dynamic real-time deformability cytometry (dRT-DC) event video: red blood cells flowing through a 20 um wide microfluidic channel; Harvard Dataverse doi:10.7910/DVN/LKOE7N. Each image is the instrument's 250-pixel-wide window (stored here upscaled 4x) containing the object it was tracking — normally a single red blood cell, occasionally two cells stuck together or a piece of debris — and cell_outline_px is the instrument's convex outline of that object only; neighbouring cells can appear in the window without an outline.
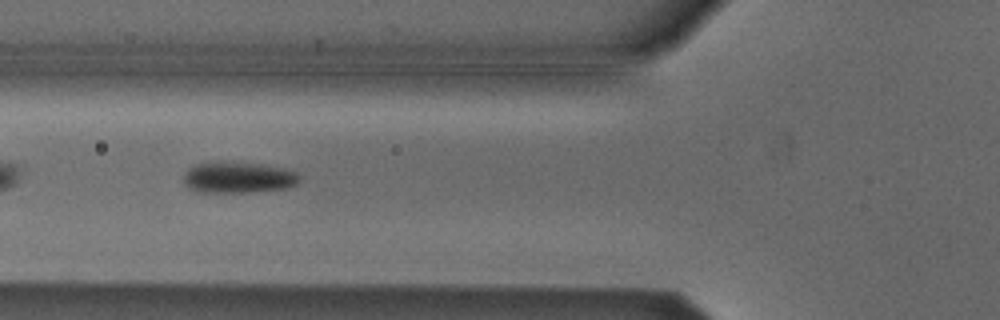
{"species": "Egyptian fruit bat (a non-hibernating species)", "species_latin": "Rousettus aegyptiacus", "temperature_condition": "cold", "stored_images_in_passage": 39, "camera_frame_rate_fps": 3000, "um_per_image_px": 0.085, "animal": {"sex": "male"}, "frame": {"image": 1, "passage_image": 5, "time_ms": 1.333, "image_size_px": [1000, 320], "cell_outline_px": [[300, 180], [296, 184], [288, 188], [252, 192], [196, 192], [184, 184], [184, 172], [188, 168], [196, 164], [260, 164], [280, 168], [296, 172], [300, 176]], "centroid_in_image_um": [20.26, 15.13], "position_along_channel_um": 105.5, "area_um2": 20.4}}
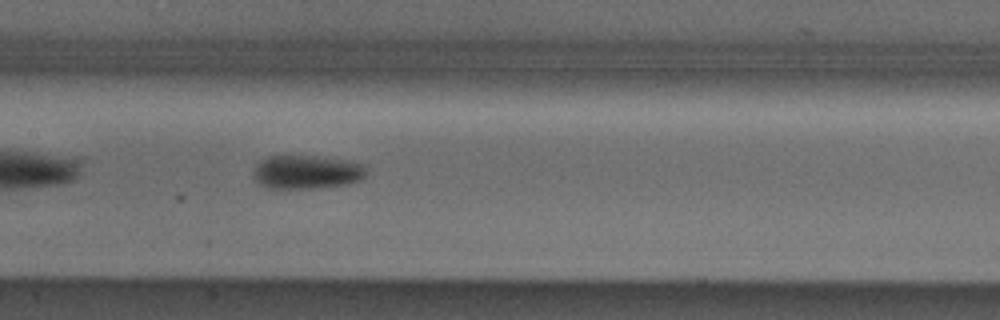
{"frame": {"image": 2, "passage_image": 11, "time_ms": 3.333, "image_size_px": [1000, 320], "cell_outline_px": [[364, 176], [360, 180], [348, 184], [316, 188], [268, 188], [252, 180], [252, 172], [256, 164], [260, 160], [268, 156], [312, 156], [344, 160], [364, 164]], "centroid_in_image_um": [25.99, 14.63], "position_along_channel_um": 181.4, "area_um2": 22.2}}
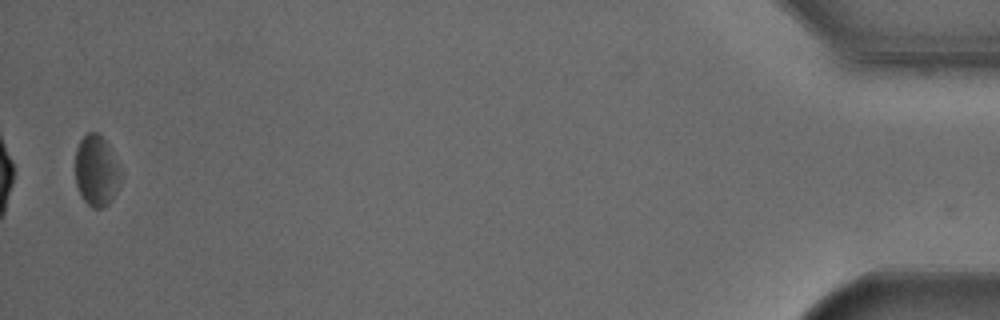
{"frame": {"image": 3, "passage_image": 38, "time_ms": 12.333, "image_size_px": [1000, 320], "cell_outline_px": [[120, 184], [112, 200], [104, 208], [92, 208], [80, 196], [76, 184], [76, 148], [80, 140], [88, 132], [96, 132], [108, 144], [120, 164]], "centroid_in_image_um": [8.21, 14.54], "position_along_channel_um": 427.0, "area_um2": 18.96}, "authors_computed_cell_mechanics": {"area_um2": 20.3456, "velocity_mm_per_s": 3.7901, "shape_relaxation_time_tau1_ms": 3.7316, "shape_relaxation_time_tau2_ms": null, "deformation_change_tau1": 0.0927, "deformation_change_tau2": null}}